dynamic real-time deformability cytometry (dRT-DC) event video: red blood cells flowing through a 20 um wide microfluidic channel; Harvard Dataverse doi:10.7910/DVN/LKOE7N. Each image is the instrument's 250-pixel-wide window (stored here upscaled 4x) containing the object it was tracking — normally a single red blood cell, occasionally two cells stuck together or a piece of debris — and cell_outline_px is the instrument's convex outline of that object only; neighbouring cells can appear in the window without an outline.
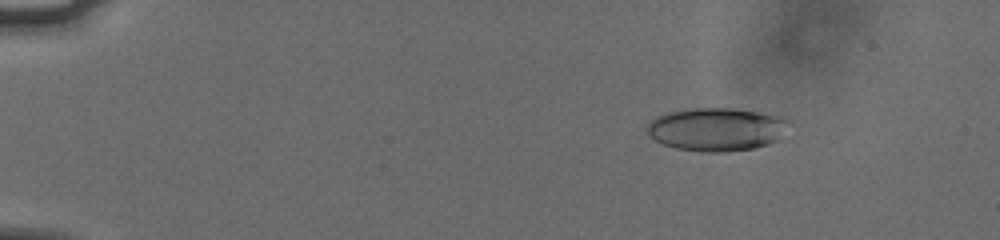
{"species": "human", "species_latin": "Homo sapiens", "temperature_condition": "cold", "stored_images_in_passage": 48, "camera_frame_rate_fps": 3000, "um_per_image_px": 0.085, "donor": {"sex": "male"}, "frame": {"image": 1, "passage_image": 1, "time_ms": 0.0, "image_size_px": [1000, 240], "cell_outline_px": [[788, 120], [780, 140], [768, 144], [752, 148], [724, 152], [700, 152], [676, 148], [664, 144], [648, 136], [648, 124], [656, 116], [668, 112], [688, 108], [732, 108], [780, 116]], "centroid_in_image_um": [60.88, 10.99], "position_along_channel_um": 24.1, "area_um2": 35.55}}
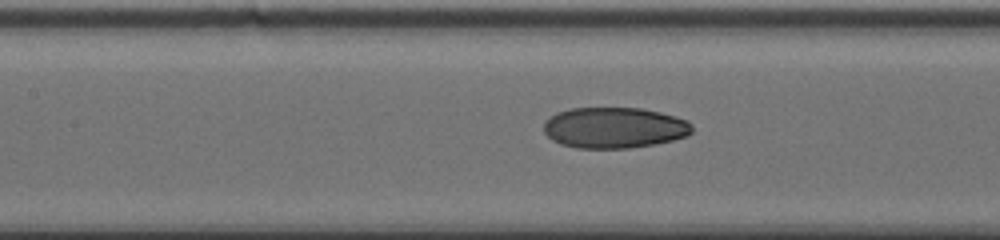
{"frame": {"image": 2, "passage_image": 20, "time_ms": 6.333, "image_size_px": [1000, 240], "cell_outline_px": [[692, 132], [688, 136], [672, 140], [652, 144], [628, 148], [576, 148], [560, 144], [552, 140], [544, 132], [544, 124], [556, 112], [572, 108], [640, 108], [660, 112], [676, 116], [688, 120], [692, 124]], "centroid_in_image_um": [52.23, 10.85], "position_along_channel_um": 155.2, "area_um2": 35.37}}
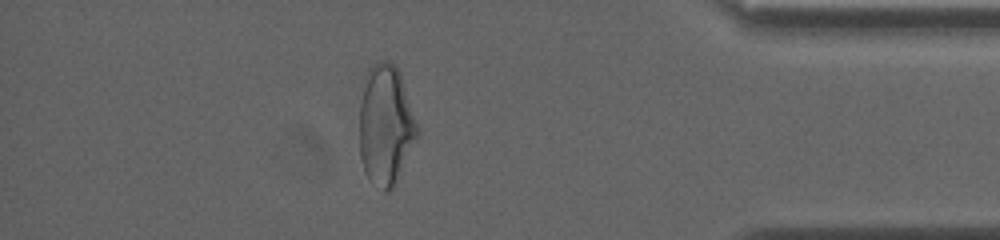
{"frame": {"image": 3, "passage_image": 42, "time_ms": 13.667, "image_size_px": [1000, 240], "cell_outline_px": [[420, 132], [396, 184], [388, 192], [384, 192], [364, 172], [360, 156], [360, 104], [364, 76], [368, 68], [380, 60], [388, 60], [400, 72], [420, 128]], "centroid_in_image_um": [32.8, 10.61], "position_along_channel_um": 402.4, "area_um2": 40.98}, "authors_computed_cell_mechanics": {"area_um2": 35.7204, "velocity_mm_per_s": 3.7826, "shape_relaxation_time_tau1_ms": 8.2429, "shape_relaxation_time_tau2_ms": 2.8902, "deformation_change_tau1": 0.2045, "deformation_change_tau2": 0.0601}}